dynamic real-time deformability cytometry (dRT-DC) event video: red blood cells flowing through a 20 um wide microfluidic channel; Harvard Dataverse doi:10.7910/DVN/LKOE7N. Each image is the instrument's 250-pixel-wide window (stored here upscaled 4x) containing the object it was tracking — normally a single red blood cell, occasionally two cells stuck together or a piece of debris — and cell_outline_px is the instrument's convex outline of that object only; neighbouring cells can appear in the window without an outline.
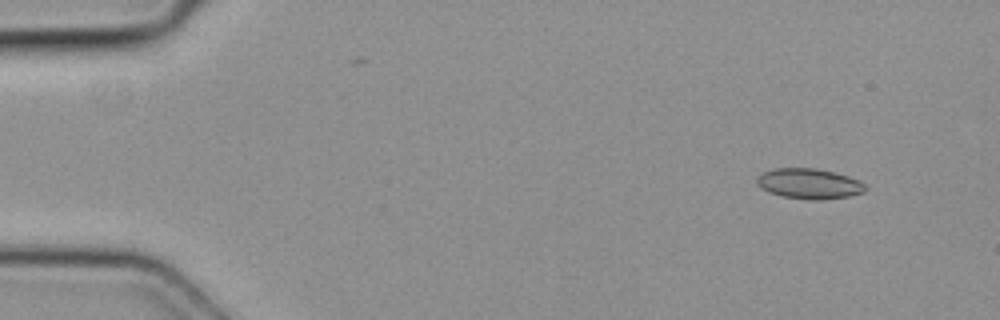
{"species": "common noctule bat (a hibernating species)", "species_latin": "Nyctalus noctula", "temperature_condition": "cold", "stored_images_in_passage": 7, "camera_frame_rate_fps": 3000, "um_per_image_px": 0.085, "animal": {"sex": "female", "body_mass_g": 19.3, "forearm_length_mm": 54.1}, "frame": {"image": 1, "passage_image": 2, "time_ms": 0.333, "image_size_px": [1000, 320], "cell_outline_px": [[868, 188], [864, 192], [848, 196], [824, 200], [808, 200], [780, 196], [768, 192], [760, 188], [756, 184], [756, 180], [764, 172], [776, 168], [816, 168], [848, 176], [860, 180]], "centroid_in_image_um": [68.78, 15.63], "position_along_channel_um": 16.2, "area_um2": 19.31}}